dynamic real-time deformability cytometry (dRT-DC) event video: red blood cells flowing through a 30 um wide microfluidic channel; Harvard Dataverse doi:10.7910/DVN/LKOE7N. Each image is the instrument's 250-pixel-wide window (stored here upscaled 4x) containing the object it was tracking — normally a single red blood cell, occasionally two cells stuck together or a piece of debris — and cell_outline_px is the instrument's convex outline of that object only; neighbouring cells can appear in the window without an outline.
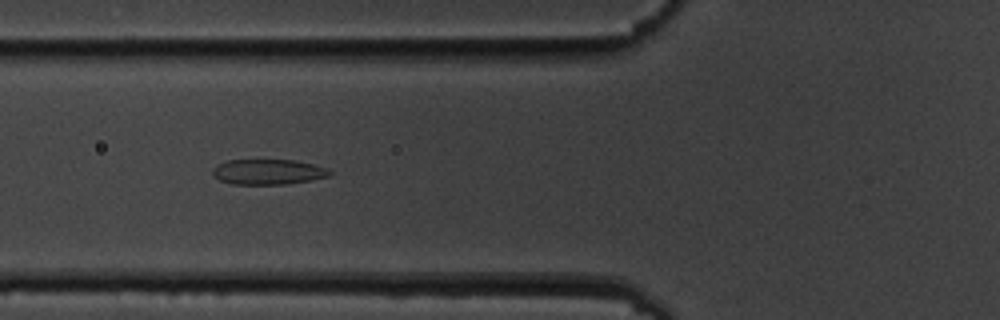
{"species": "common noctule bat (a hibernating species)", "species_latin": "Nyctalus noctula", "temperature_condition": "cold", "stored_images_in_passage": 3, "camera_frame_rate_fps": 3000, "um_per_image_px": 0.085, "animal": {"sex": "male", "body_mass_g": 19.5, "forearm_length_mm": 54.6}, "frame": {"image": 1, "passage_image": 2, "time_ms": 1.0, "image_size_px": [1000, 320], "cell_outline_px": [[332, 172], [328, 176], [312, 180], [284, 184], [232, 184], [220, 180], [212, 176], [212, 168], [228, 160], [292, 160], [312, 164], [328, 168]], "centroid_in_image_um": [22.77, 14.61], "position_along_channel_um": 103.0, "area_um2": 17.17}}
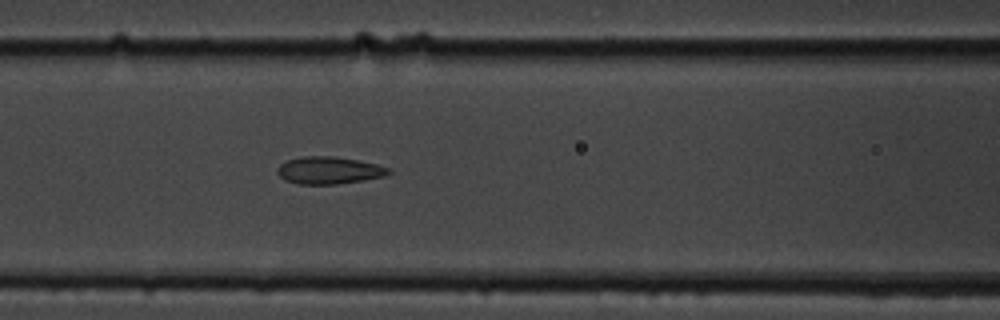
{"frame": {"image": 2, "passage_image": 3, "time_ms": 2.0, "image_size_px": [1000, 320], "cell_outline_px": [[392, 172], [384, 176], [364, 180], [336, 184], [300, 184], [284, 180], [276, 172], [276, 168], [280, 164], [288, 160], [300, 156], [332, 156], [360, 160], [392, 168]], "centroid_in_image_um": [27.97, 14.47], "position_along_channel_um": 138.6, "area_um2": 17.86}}